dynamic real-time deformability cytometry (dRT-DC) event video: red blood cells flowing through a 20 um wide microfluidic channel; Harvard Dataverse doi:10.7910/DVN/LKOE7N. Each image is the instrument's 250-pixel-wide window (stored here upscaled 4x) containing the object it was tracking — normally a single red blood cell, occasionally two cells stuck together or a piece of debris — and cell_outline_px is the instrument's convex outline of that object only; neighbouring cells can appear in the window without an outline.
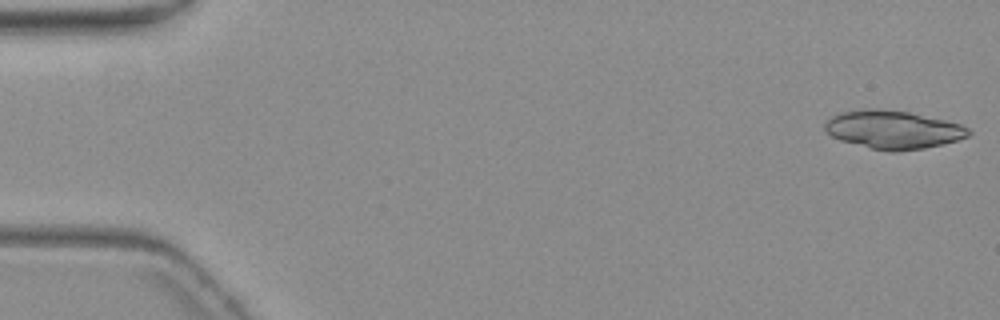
{"species": "common noctule bat (a hibernating species)", "species_latin": "Nyctalus noctula", "temperature_condition": "warm", "stored_images_in_passage": 5, "camera_frame_rate_fps": 3000, "um_per_image_px": 0.085, "animal": {"sex": "female", "body_mass_g": 19.3, "forearm_length_mm": 54.1}, "frame": {"image": 1, "passage_image": 1, "time_ms": 0.0, "image_size_px": [1000, 320], "cell_outline_px": [[972, 132], [968, 136], [944, 144], [924, 148], [896, 152], [888, 152], [840, 140], [832, 136], [824, 128], [824, 124], [832, 116], [844, 112], [868, 108], [876, 108], [908, 112], [944, 120], [960, 124], [968, 128]], "centroid_in_image_um": [75.92, 11.03], "position_along_channel_um": 9.1, "area_um2": 31.73}}